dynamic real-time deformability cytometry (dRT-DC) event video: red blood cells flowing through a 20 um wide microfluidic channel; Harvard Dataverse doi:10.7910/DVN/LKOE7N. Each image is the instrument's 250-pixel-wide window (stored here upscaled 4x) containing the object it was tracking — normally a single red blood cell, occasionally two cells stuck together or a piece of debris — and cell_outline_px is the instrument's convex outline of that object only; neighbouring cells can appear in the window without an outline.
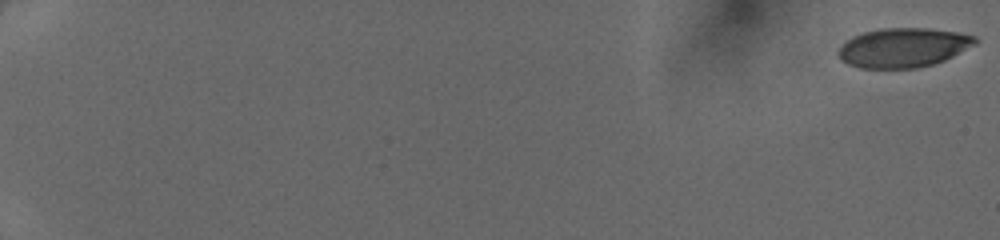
{"species": "human", "species_latin": "Homo sapiens", "temperature_condition": "cold", "stored_images_in_passage": 51, "camera_frame_rate_fps": 3000, "um_per_image_px": 0.085, "donor": {"sex": "female"}, "frame": {"image": 1, "passage_image": 1, "time_ms": 0.0, "image_size_px": [1000, 240], "cell_outline_px": [[980, 40], [976, 44], [944, 60], [932, 64], [916, 68], [860, 68], [848, 64], [840, 60], [836, 52], [852, 36], [864, 32], [884, 28], [928, 28], [956, 32], [976, 36]], "centroid_in_image_um": [76.78, 4.05], "position_along_channel_um": 8.2, "area_um2": 31.33}}
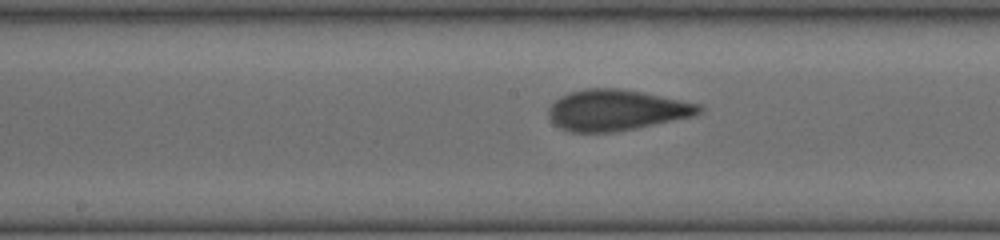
{"frame": {"image": 2, "passage_image": 30, "time_ms": 9.667, "image_size_px": [1000, 240], "cell_outline_px": [[704, 108], [700, 112], [692, 116], [636, 128], [616, 132], [572, 132], [560, 128], [548, 116], [548, 108], [560, 96], [584, 88], [616, 88], [640, 92], [700, 104]], "centroid_in_image_um": [52.36, 9.36], "position_along_channel_um": 195.8, "area_um2": 35.43}}
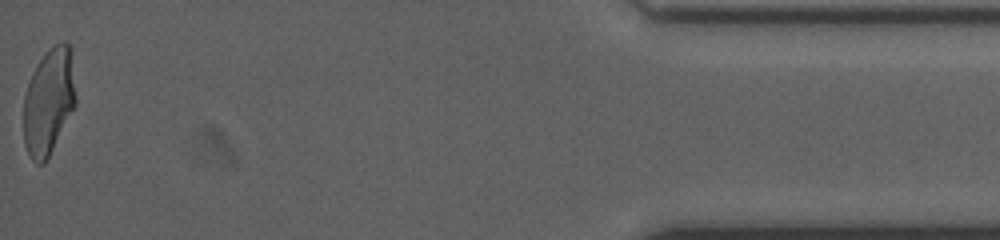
{"frame": {"image": 3, "passage_image": 51, "time_ms": 16.667, "image_size_px": [1000, 240], "cell_outline_px": [[76, 104], [44, 164], [36, 164], [32, 160], [24, 144], [24, 96], [32, 72], [36, 64], [60, 40], [64, 40], [72, 44], [76, 96]], "centroid_in_image_um": [4.17, 8.57], "position_along_channel_um": 431.0, "area_um2": 32.48}}